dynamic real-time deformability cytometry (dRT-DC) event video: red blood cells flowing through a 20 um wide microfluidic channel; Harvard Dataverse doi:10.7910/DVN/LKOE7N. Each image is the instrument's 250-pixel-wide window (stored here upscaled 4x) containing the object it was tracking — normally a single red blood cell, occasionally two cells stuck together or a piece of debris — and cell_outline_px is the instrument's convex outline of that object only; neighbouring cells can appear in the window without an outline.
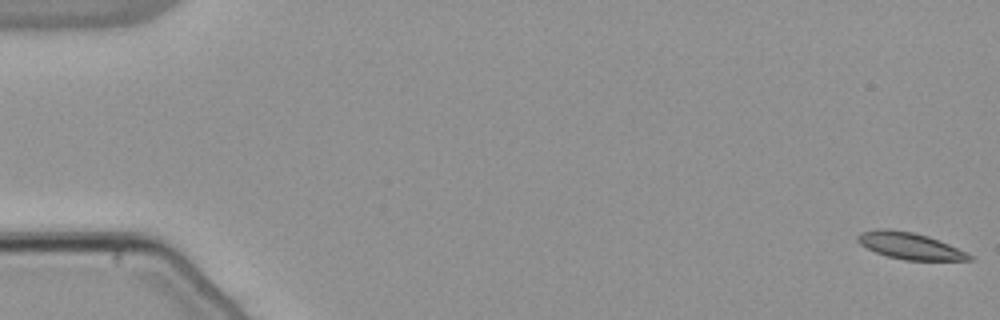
{"species": "common noctule bat (a hibernating species)", "species_latin": "Nyctalus noctula", "temperature_condition": "warm", "stored_images_in_passage": 56, "camera_frame_rate_fps": 3000, "um_per_image_px": 0.085, "animal": {"sex": "male", "body_mass_g": 21.5, "forearm_length_mm": 52.0}, "frame": {"image": 1, "passage_image": 1, "time_ms": 0.0, "image_size_px": [1000, 320], "cell_outline_px": [[976, 260], [904, 260], [888, 256], [876, 252], [860, 244], [856, 240], [856, 236], [860, 232], [876, 228], [888, 228], [912, 232], [928, 236], [968, 252]], "centroid_in_image_um": [77.32, 20.88], "position_along_channel_um": 7.7, "area_um2": 17.4}}
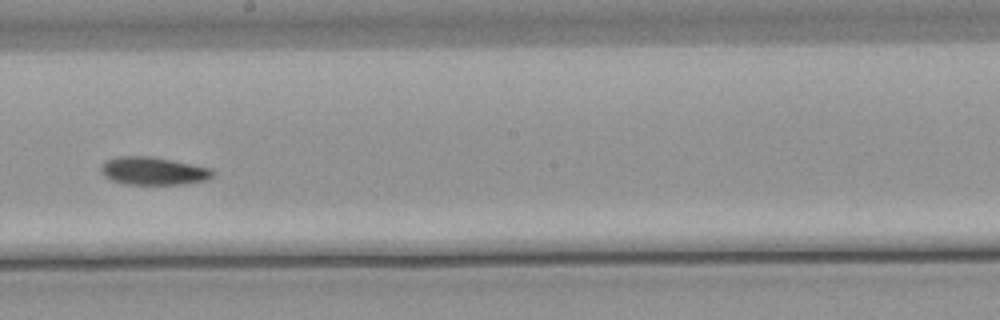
{"frame": {"image": 2, "passage_image": 32, "time_ms": 10.333, "image_size_px": [1000, 320], "cell_outline_px": [[216, 172], [208, 180], [184, 184], [124, 184], [112, 180], [104, 176], [100, 172], [100, 168], [104, 160], [120, 156], [152, 156], [212, 168]], "centroid_in_image_um": [13.03, 14.53], "position_along_channel_um": 235.2, "area_um2": 18.38}}
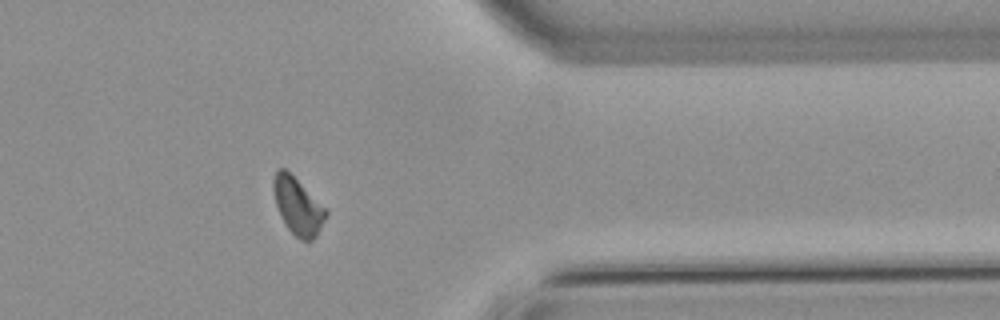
{"frame": {"image": 3, "passage_image": 45, "time_ms": 14.667, "image_size_px": [1000, 320], "cell_outline_px": [[328, 212], [316, 236], [308, 244], [300, 240], [288, 228], [280, 216], [276, 204], [272, 188], [272, 180], [276, 168], [284, 168], [328, 208]], "centroid_in_image_um": [25.31, 17.52], "position_along_channel_um": 386.1, "area_um2": 17.63}}